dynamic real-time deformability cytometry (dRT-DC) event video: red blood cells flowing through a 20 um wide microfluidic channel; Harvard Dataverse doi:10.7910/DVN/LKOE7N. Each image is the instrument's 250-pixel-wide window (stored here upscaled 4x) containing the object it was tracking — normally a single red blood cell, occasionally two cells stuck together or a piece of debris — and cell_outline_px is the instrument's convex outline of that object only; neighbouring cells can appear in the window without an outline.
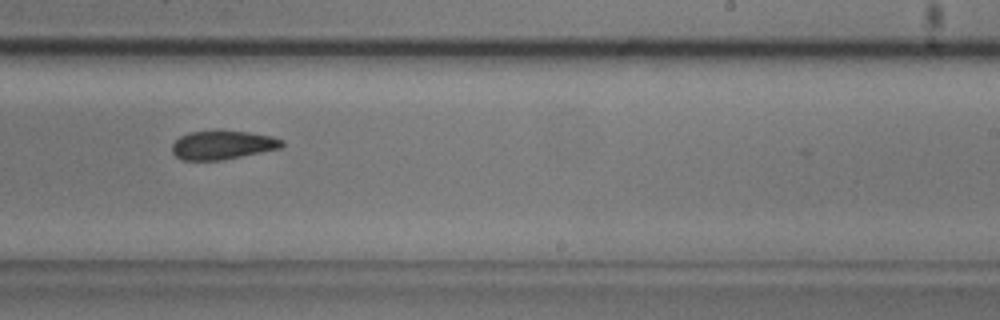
{"species": "common noctule bat (a hibernating species)", "species_latin": "Nyctalus noctula", "temperature_condition": "cold", "stored_images_in_passage": 22, "camera_frame_rate_fps": 3000, "um_per_image_px": 0.085, "animal": {"sex": "male", "body_mass_g": 20.5, "forearm_length_mm": 52.5}, "frame": {"image": 1, "passage_image": 19, "time_ms": 6.0, "image_size_px": [1000, 320], "cell_outline_px": [[284, 144], [280, 148], [224, 160], [180, 160], [172, 152], [172, 144], [180, 136], [188, 132], [216, 128], [220, 128], [248, 132], [272, 136], [284, 140]], "centroid_in_image_um": [18.89, 12.29], "position_along_channel_um": 270.1, "area_um2": 19.07}}